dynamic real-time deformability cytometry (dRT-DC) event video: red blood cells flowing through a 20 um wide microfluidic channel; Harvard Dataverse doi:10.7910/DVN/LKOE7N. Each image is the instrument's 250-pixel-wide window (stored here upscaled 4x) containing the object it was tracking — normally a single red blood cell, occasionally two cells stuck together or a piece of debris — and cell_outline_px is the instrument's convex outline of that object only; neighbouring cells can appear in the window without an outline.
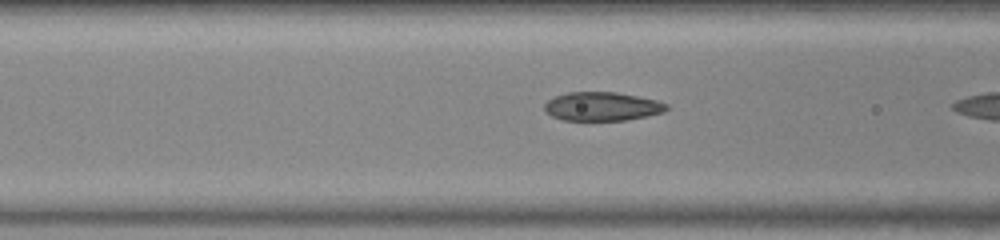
{"species": "common noctule bat (a hibernating species)", "species_latin": "Nyctalus noctula", "temperature_condition": "warm", "stored_images_in_passage": 6, "camera_frame_rate_fps": 3000, "um_per_image_px": 0.085, "animal": {"sex": "female", "body_mass_g": 23.0, "forearm_length_mm": 53.4}, "frame": {"image": 1, "passage_image": 5, "time_ms": 1.333, "image_size_px": [1000, 240], "cell_outline_px": [[668, 108], [664, 112], [648, 116], [624, 120], [564, 120], [552, 116], [544, 108], [544, 104], [548, 100], [556, 96], [568, 92], [616, 92], [656, 100], [668, 104]], "centroid_in_image_um": [51.19, 9.04], "position_along_channel_um": 115.4, "area_um2": 20.29}}